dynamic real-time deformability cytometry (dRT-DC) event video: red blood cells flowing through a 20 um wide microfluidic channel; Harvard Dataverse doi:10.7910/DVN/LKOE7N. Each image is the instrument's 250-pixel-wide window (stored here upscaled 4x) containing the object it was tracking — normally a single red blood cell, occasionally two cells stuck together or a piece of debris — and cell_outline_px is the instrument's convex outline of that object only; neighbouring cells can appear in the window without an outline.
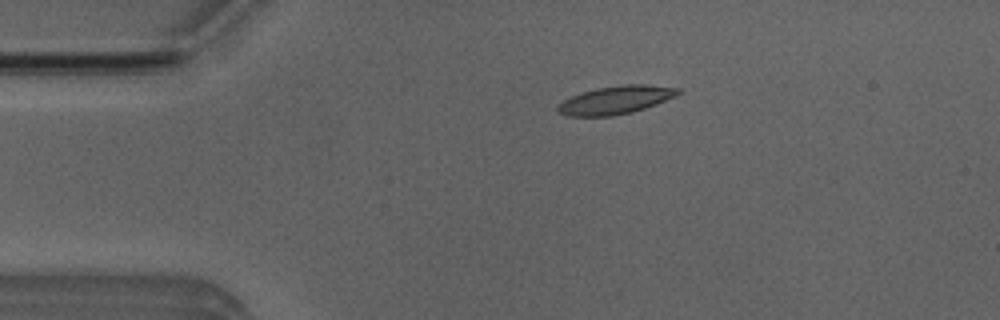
{"species": "Egyptian fruit bat (a non-hibernating species)", "species_latin": "Rousettus aegyptiacus", "temperature_condition": "room temperature", "stored_images_in_passage": 13, "camera_frame_rate_fps": 3000, "um_per_image_px": 0.085, "animal": {"sex": "male"}, "frame": {"image": 1, "passage_image": 10, "time_ms": 3.0, "image_size_px": [1000, 320], "cell_outline_px": [[680, 92], [676, 96], [644, 108], [632, 112], [612, 116], [568, 116], [560, 112], [556, 108], [564, 100], [580, 92], [596, 88], [624, 84], [648, 84], [680, 88]], "centroid_in_image_um": [52.35, 8.48], "position_along_channel_um": 32.7, "area_um2": 19.59}}